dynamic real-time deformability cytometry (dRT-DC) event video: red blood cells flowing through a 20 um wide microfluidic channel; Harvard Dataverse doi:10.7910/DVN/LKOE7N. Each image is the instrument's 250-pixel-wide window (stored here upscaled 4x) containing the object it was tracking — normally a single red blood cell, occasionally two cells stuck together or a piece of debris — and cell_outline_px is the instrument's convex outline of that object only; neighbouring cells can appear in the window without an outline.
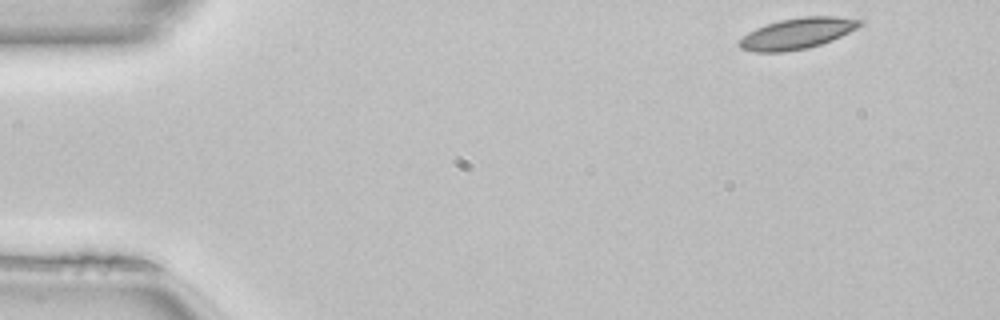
{"species": "common noctule bat (a hibernating species)", "species_latin": "Nyctalus noctula", "temperature_condition": "room temperature", "stored_images_in_passage": 46, "camera_frame_rate_fps": 3000, "um_per_image_px": 0.085, "animal": {"sex": "female", "body_mass_g": 22.7, "forearm_length_mm": 54.2}, "frame": {"image": 1, "passage_image": 1, "time_ms": 0.0, "image_size_px": [1000, 320], "cell_outline_px": [[864, 24], [832, 40], [808, 48], [784, 52], [752, 52], [740, 48], [736, 44], [748, 32], [756, 28], [780, 20], [804, 16], [836, 16], [864, 20]], "centroid_in_image_um": [67.76, 2.84], "position_along_channel_um": 17.2, "area_um2": 21.73}}
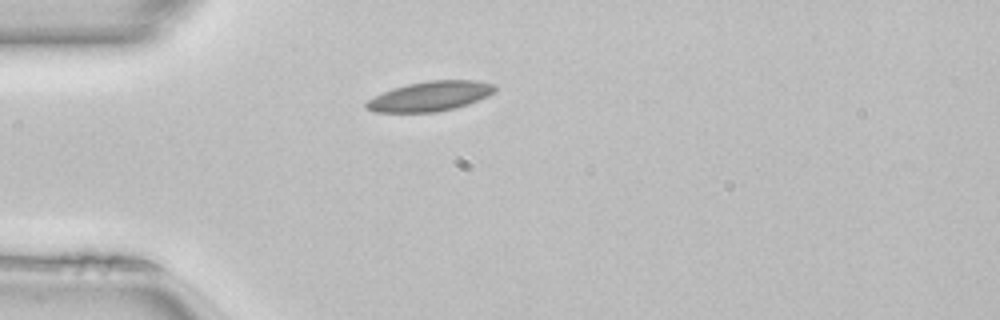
{"frame": {"image": 2, "passage_image": 10, "time_ms": 3.0, "image_size_px": [1000, 320], "cell_outline_px": [[496, 92], [488, 96], [468, 104], [456, 108], [436, 112], [376, 112], [364, 108], [364, 104], [368, 100], [392, 88], [408, 84], [428, 80], [476, 80], [496, 84]], "centroid_in_image_um": [36.6, 8.17], "position_along_channel_um": 48.4, "area_um2": 22.43}}
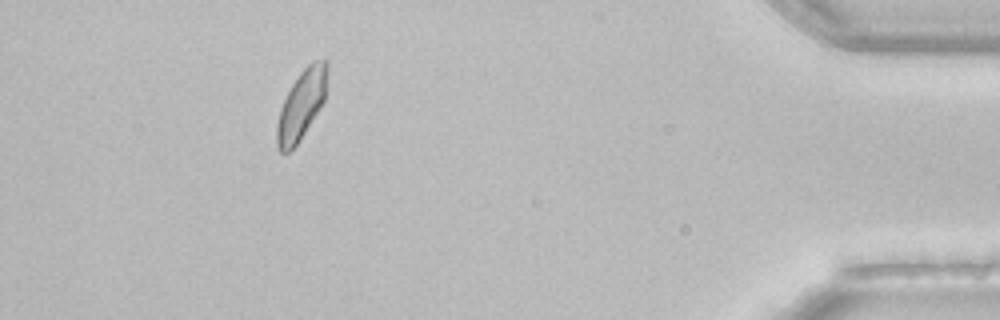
{"frame": {"image": 3, "passage_image": 42, "time_ms": 13.667, "image_size_px": [1000, 320], "cell_outline_px": [[328, 76], [324, 100], [320, 108], [300, 140], [288, 152], [280, 152], [276, 148], [276, 124], [280, 108], [292, 84], [300, 72], [312, 60], [328, 60]], "centroid_in_image_um": [25.62, 8.89], "position_along_channel_um": 409.6, "area_um2": 20.4}}